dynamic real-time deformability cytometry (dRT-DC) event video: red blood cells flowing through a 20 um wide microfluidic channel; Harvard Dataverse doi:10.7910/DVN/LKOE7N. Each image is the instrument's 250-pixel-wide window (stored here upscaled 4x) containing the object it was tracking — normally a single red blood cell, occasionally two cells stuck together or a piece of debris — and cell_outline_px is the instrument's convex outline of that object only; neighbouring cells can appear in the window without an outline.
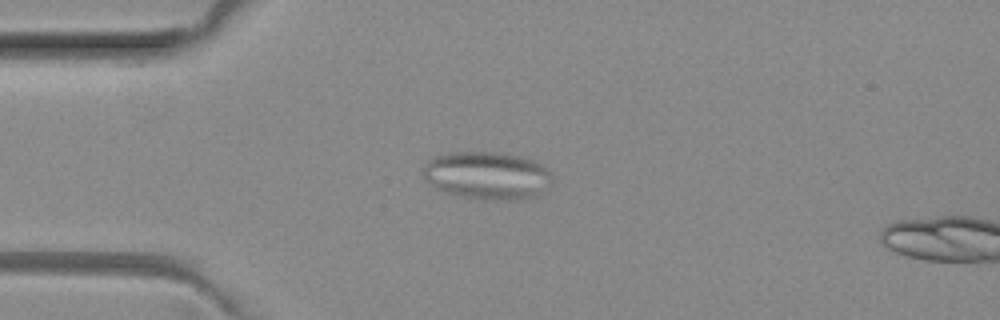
{"species": "common noctule bat (a hibernating species)", "species_latin": "Nyctalus noctula", "temperature_condition": "room temperature", "stored_images_in_passage": 3, "camera_frame_rate_fps": 3000, "um_per_image_px": 0.085, "animal": {"sex": "female", "body_mass_g": 29.2, "forearm_length_mm": 56.3}, "frame": {"image": 1, "passage_image": 3, "time_ms": 0.667, "image_size_px": [1000, 320], "cell_outline_px": [[552, 184], [544, 196], [520, 200], [484, 200], [464, 196], [448, 192], [436, 188], [424, 176], [424, 164], [432, 156], [448, 152], [500, 152], [520, 156], [532, 160], [548, 168], [552, 172]], "centroid_in_image_um": [41.51, 14.93], "position_along_channel_um": 43.5, "area_um2": 36.65}}